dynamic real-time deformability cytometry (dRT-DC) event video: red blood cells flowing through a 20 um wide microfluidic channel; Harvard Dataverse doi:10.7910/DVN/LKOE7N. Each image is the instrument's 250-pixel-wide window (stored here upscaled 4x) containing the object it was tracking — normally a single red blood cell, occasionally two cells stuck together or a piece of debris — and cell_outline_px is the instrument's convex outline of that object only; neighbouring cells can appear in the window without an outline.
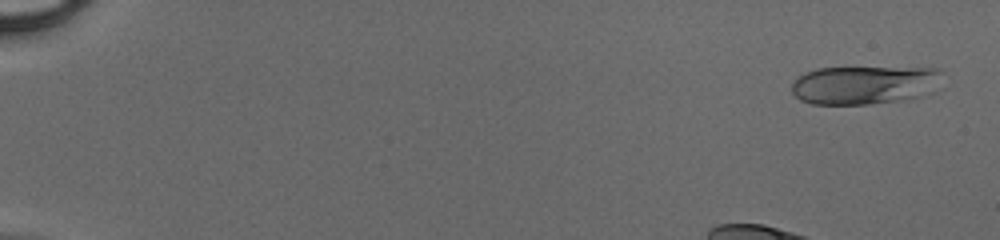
{"species": "human", "species_latin": "Homo sapiens", "temperature_condition": "cold", "stored_images_in_passage": 41, "camera_frame_rate_fps": 3000, "um_per_image_px": 0.085, "donor": {"sex": "male"}, "frame": {"image": 1, "passage_image": 2, "time_ms": 0.333, "image_size_px": [1000, 240], "cell_outline_px": [[940, 72], [920, 96], [900, 100], [868, 104], [812, 104], [800, 100], [792, 92], [792, 84], [796, 76], [804, 72], [816, 68], [940, 68]], "centroid_in_image_um": [73.25, 7.21], "position_along_channel_um": 11.8, "area_um2": 32.77}}
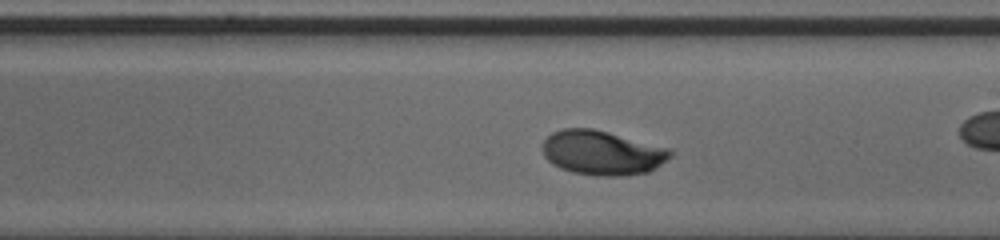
{"frame": {"image": 2, "passage_image": 28, "time_ms": 9.0, "image_size_px": [1000, 240], "cell_outline_px": [[676, 152], [672, 156], [656, 168], [648, 172], [628, 176], [596, 176], [572, 172], [560, 168], [552, 164], [544, 156], [540, 148], [544, 140], [552, 132], [564, 128], [592, 128], [608, 132], [668, 148]], "centroid_in_image_um": [51.17, 13.0], "position_along_channel_um": 237.8, "area_um2": 33.41}}
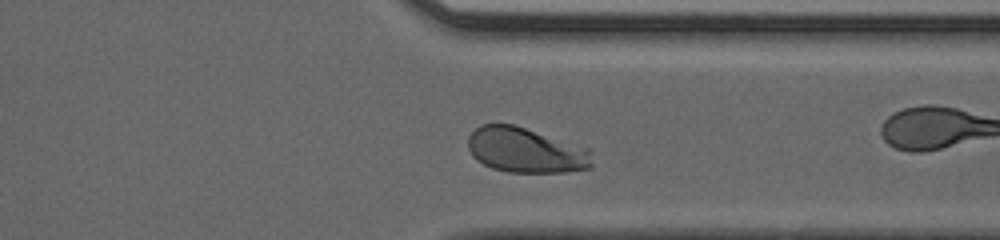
{"frame": {"image": 3, "passage_image": 37, "time_ms": 12.0, "image_size_px": [1000, 240], "cell_outline_px": [[592, 168], [564, 172], [508, 172], [492, 168], [476, 160], [472, 156], [468, 148], [468, 136], [480, 124], [512, 124], [588, 148], [592, 164]], "centroid_in_image_um": [44.65, 12.78], "position_along_channel_um": 366.8, "area_um2": 32.43}}